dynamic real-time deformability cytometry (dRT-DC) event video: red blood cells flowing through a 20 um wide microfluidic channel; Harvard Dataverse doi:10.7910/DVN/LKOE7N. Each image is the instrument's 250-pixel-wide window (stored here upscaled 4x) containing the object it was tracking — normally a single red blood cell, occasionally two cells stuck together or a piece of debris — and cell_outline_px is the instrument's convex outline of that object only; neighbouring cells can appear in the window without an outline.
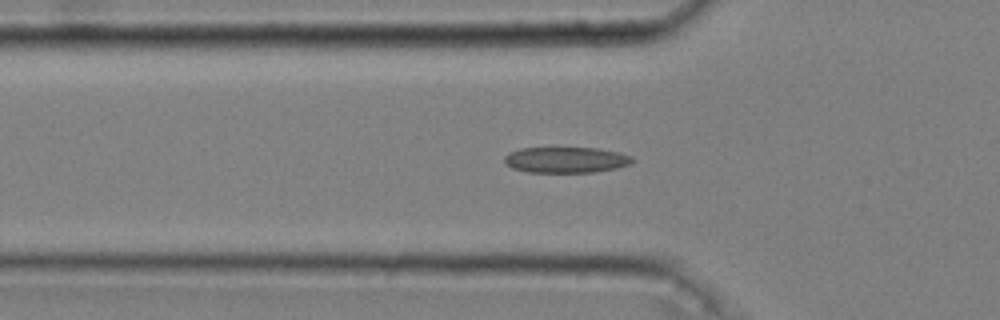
{"species": "common noctule bat (a hibernating species)", "species_latin": "Nyctalus noctula", "temperature_condition": "cold", "stored_images_in_passage": 51, "camera_frame_rate_fps": 3000, "um_per_image_px": 0.085, "animal": {"sex": "male", "body_mass_g": 20.4}, "frame": {"image": 1, "passage_image": 17, "time_ms": 5.333, "image_size_px": [1000, 320], "cell_outline_px": [[632, 164], [616, 168], [592, 172], [528, 172], [512, 168], [504, 164], [504, 156], [508, 152], [520, 148], [600, 148], [620, 152], [632, 156]], "centroid_in_image_um": [48.09, 13.58], "position_along_channel_um": 77.7, "area_um2": 19.42}}
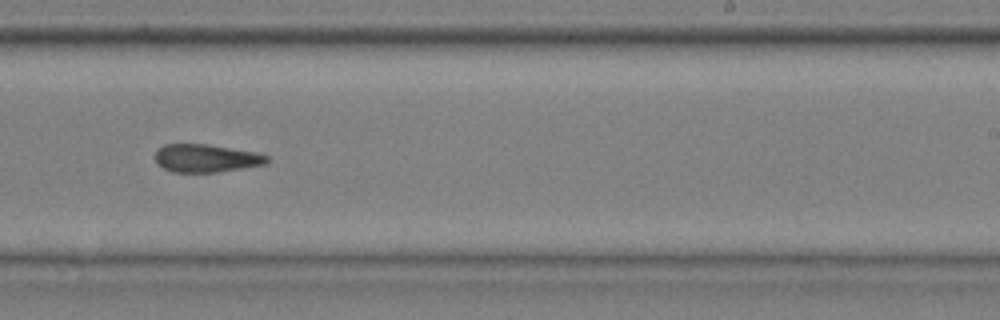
{"frame": {"image": 2, "passage_image": 33, "time_ms": 10.667, "image_size_px": [1000, 320], "cell_outline_px": [[272, 160], [268, 164], [220, 172], [172, 172], [156, 164], [156, 152], [164, 144], [208, 144], [256, 152], [268, 156]], "centroid_in_image_um": [17.58, 13.45], "position_along_channel_um": 271.4, "area_um2": 18.44}}
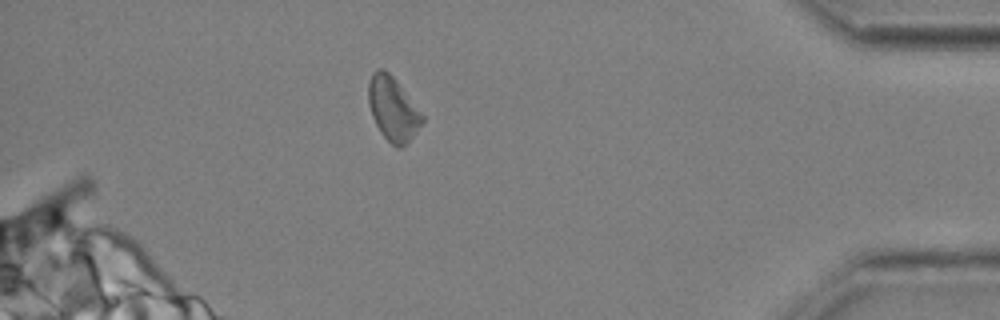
{"frame": {"image": 3, "passage_image": 47, "time_ms": 15.333, "image_size_px": [1000, 320], "cell_outline_px": [[424, 120], [412, 136], [400, 148], [396, 148], [380, 132], [372, 116], [368, 104], [368, 80], [372, 72], [380, 68], [384, 68], [396, 80], [424, 116]], "centroid_in_image_um": [33.36, 9.22], "position_along_channel_um": 401.8, "area_um2": 19.77}, "authors_computed_cell_mechanics": {"area_um2": 19.5942, "velocity_mm_per_s": 3.6251, "shape_relaxation_time_tau1_ms": 5.2724, "shape_relaxation_time_tau2_ms": 3.6829, "deformation_change_tau1": 0.0953, "deformation_change_tau2": 0.1243}}